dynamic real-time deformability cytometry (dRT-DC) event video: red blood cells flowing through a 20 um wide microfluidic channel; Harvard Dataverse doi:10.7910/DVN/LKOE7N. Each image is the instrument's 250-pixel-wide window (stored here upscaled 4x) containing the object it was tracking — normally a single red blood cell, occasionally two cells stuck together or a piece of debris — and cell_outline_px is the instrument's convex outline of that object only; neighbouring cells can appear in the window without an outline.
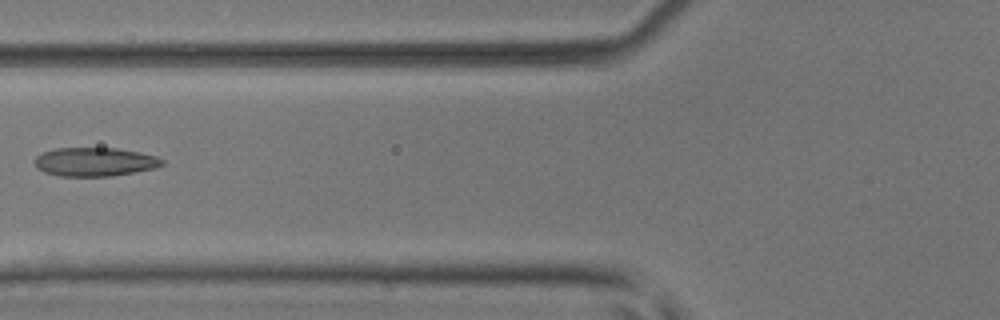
{"species": "common noctule bat (a hibernating species)", "species_latin": "Nyctalus noctula", "temperature_condition": "room temperature", "stored_images_in_passage": 3, "camera_frame_rate_fps": 3000, "um_per_image_px": 0.085, "animal": {"sex": "male", "body_mass_g": 17.9, "forearm_length_mm": 54.2}, "frame": {"image": 1, "passage_image": 2, "time_ms": 0.333, "image_size_px": [1000, 320], "cell_outline_px": [[164, 164], [156, 168], [136, 172], [112, 176], [60, 176], [44, 172], [36, 168], [32, 160], [36, 156], [44, 152], [56, 148], [116, 148], [140, 152], [156, 156], [164, 160]], "centroid_in_image_um": [8.05, 13.76], "position_along_channel_um": 117.7, "area_um2": 21.56}}
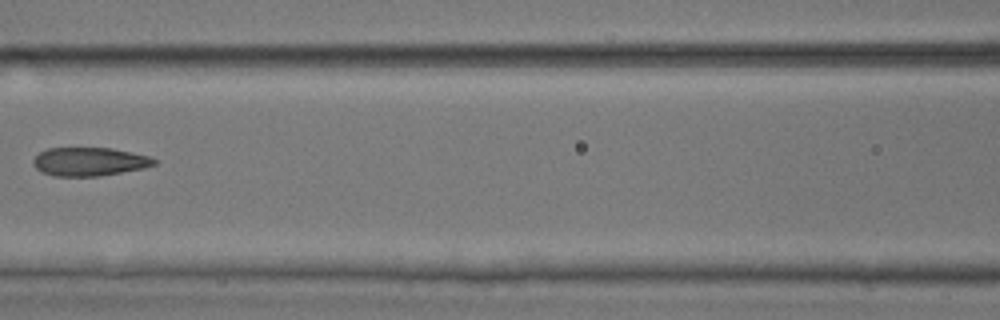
{"frame": {"image": 2, "passage_image": 3, "time_ms": 0.667, "image_size_px": [1000, 320], "cell_outline_px": [[160, 160], [156, 164], [144, 168], [96, 176], [56, 176], [44, 172], [36, 168], [32, 164], [32, 160], [40, 152], [48, 148], [112, 148], [132, 152], [148, 156]], "centroid_in_image_um": [7.62, 13.73], "position_along_channel_um": 159.0, "area_um2": 20.0}}